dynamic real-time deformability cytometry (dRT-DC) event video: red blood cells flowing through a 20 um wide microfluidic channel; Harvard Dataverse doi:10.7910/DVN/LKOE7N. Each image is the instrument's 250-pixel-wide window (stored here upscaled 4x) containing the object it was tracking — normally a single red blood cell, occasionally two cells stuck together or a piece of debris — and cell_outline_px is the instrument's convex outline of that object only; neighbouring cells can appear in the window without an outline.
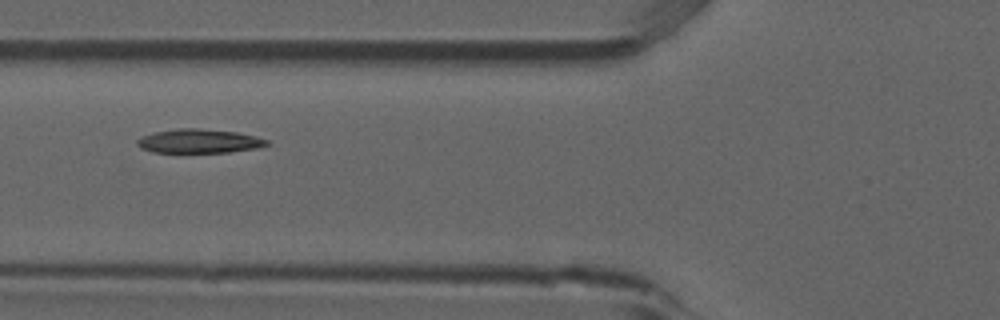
{"species": "common noctule bat (a hibernating species)", "species_latin": "Nyctalus noctula", "temperature_condition": "room temperature", "stored_images_in_passage": 7, "camera_frame_rate_fps": 3000, "um_per_image_px": 0.085, "animal": {"sex": "male", "forearm_length_mm": 52.5}, "frame": {"image": 1, "passage_image": 5, "time_ms": 1.333, "image_size_px": [1000, 320], "cell_outline_px": [[268, 144], [256, 148], [228, 152], [152, 152], [140, 148], [136, 144], [136, 140], [140, 136], [156, 132], [176, 128], [196, 128], [236, 132], [256, 136], [268, 140]], "centroid_in_image_um": [16.87, 11.99], "position_along_channel_um": 108.9, "area_um2": 18.03}}